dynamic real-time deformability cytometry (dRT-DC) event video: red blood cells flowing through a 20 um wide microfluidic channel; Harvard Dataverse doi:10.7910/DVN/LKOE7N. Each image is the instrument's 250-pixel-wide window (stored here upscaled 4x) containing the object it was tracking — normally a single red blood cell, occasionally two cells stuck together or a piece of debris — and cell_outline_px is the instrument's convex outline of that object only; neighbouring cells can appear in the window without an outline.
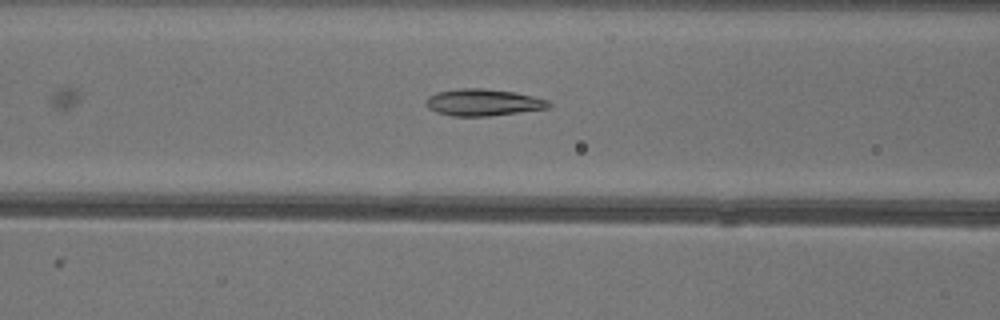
{"species": "common noctule bat (a hibernating species)", "species_latin": "Nyctalus noctula", "temperature_condition": "warm", "stored_images_in_passage": 17, "camera_frame_rate_fps": 3000, "um_per_image_px": 0.085, "animal": {"sex": "female"}, "frame": {"image": 1, "passage_image": 6, "time_ms": 1.667, "image_size_px": [1000, 320], "cell_outline_px": [[552, 104], [548, 108], [488, 116], [452, 116], [436, 112], [428, 108], [424, 104], [424, 100], [428, 96], [436, 92], [456, 88], [484, 88], [512, 92], [532, 96], [548, 100]], "centroid_in_image_um": [40.99, 8.7], "position_along_channel_um": 125.6, "area_um2": 19.25}}
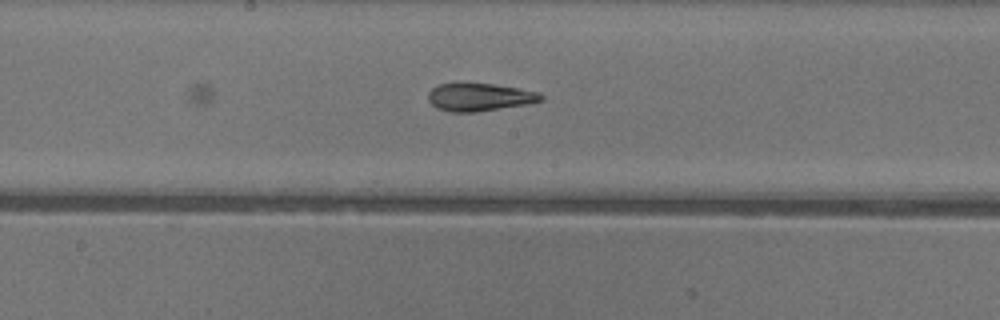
{"frame": {"image": 2, "passage_image": 12, "time_ms": 3.667, "image_size_px": [1000, 320], "cell_outline_px": [[544, 100], [528, 104], [476, 112], [448, 112], [436, 108], [428, 100], [428, 92], [432, 88], [440, 84], [456, 80], [492, 84], [540, 92], [544, 96]], "centroid_in_image_um": [40.71, 8.22], "position_along_channel_um": 207.5, "area_um2": 18.96}}
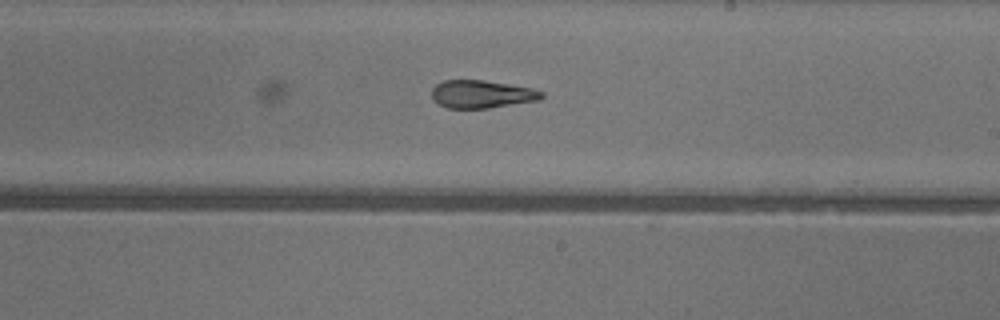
{"frame": {"image": 3, "passage_image": 15, "time_ms": 4.667, "image_size_px": [1000, 320], "cell_outline_px": [[544, 96], [540, 100], [488, 108], [448, 108], [432, 100], [432, 88], [436, 84], [444, 80], [484, 80], [532, 88], [544, 92]], "centroid_in_image_um": [40.95, 8.0], "position_along_channel_um": 248.1, "area_um2": 17.86}}